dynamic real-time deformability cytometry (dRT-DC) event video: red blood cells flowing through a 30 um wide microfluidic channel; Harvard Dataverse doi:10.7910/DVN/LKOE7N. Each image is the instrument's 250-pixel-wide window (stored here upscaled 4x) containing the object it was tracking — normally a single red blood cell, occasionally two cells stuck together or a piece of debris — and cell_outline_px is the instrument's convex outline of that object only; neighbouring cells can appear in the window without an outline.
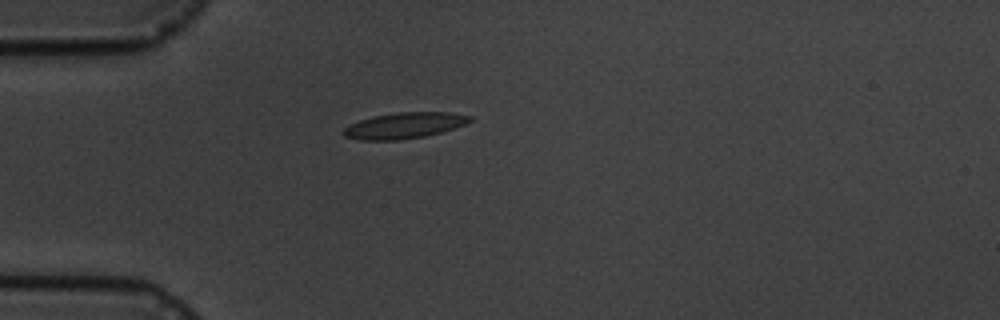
{"species": "common noctule bat (a hibernating species)", "species_latin": "Nyctalus noctula", "temperature_condition": "cold", "stored_images_in_passage": 1, "camera_frame_rate_fps": 3000, "um_per_image_px": 0.085, "animal": {"sex": "male", "body_mass_g": 19.5, "forearm_length_mm": 54.6}, "frame": {"image": 1, "passage_image": 1, "time_ms": 0.0, "image_size_px": [1000, 320], "cell_outline_px": [[472, 120], [464, 124], [440, 132], [424, 136], [396, 140], [360, 140], [344, 136], [340, 132], [348, 124], [372, 116], [396, 112], [452, 112], [472, 116]], "centroid_in_image_um": [34.31, 10.66], "position_along_channel_um": 50.7, "area_um2": 19.13}}